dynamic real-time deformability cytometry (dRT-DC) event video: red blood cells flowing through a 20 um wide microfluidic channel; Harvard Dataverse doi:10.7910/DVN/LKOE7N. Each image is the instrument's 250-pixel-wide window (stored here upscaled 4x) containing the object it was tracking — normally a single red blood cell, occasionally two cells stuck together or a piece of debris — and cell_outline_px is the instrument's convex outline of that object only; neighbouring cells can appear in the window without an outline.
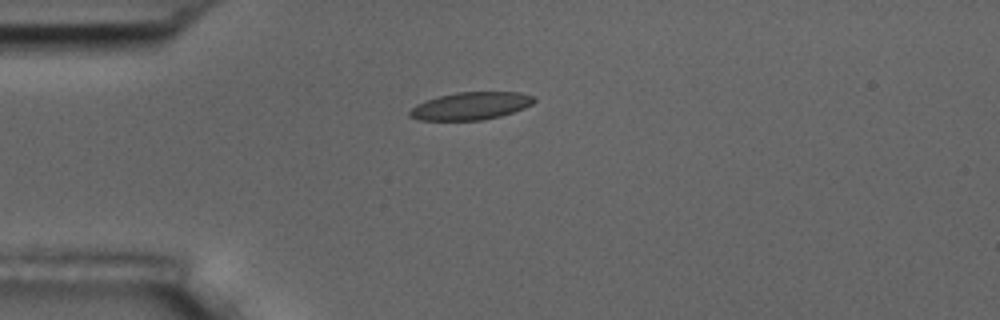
{"species": "common noctule bat (a hibernating species)", "species_latin": "Nyctalus noctula", "temperature_condition": "room temperature", "stored_images_in_passage": 3, "camera_frame_rate_fps": 3000, "um_per_image_px": 0.085, "animal": {"sex": "male", "body_mass_g": 17.5, "forearm_length_mm": 52.3}, "frame": {"image": 1, "passage_image": 1, "time_ms": 0.0, "image_size_px": [1000, 320], "cell_outline_px": [[536, 100], [532, 104], [524, 108], [500, 116], [484, 120], [420, 120], [408, 116], [408, 112], [416, 104], [424, 100], [456, 92], [520, 92], [536, 96]], "centroid_in_image_um": [40.02, 9.0], "position_along_channel_um": 45.0, "area_um2": 20.11}}
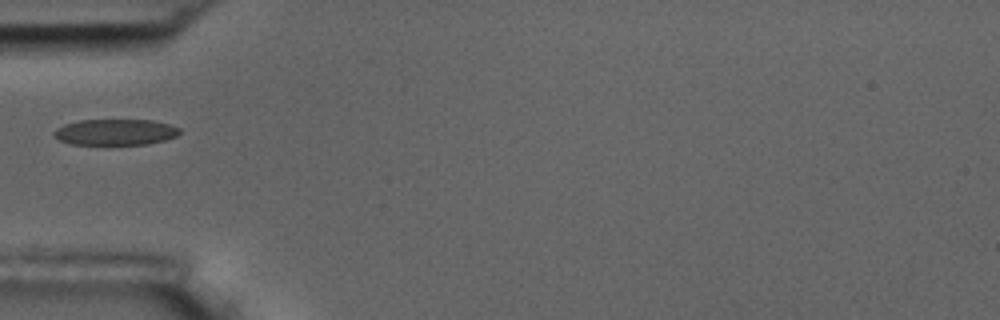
{"frame": {"image": 2, "passage_image": 2, "time_ms": 1.333, "image_size_px": [1000, 320], "cell_outline_px": [[180, 132], [176, 136], [164, 140], [148, 144], [104, 148], [72, 144], [60, 140], [52, 136], [52, 132], [56, 128], [64, 124], [80, 120], [152, 120], [168, 124], [180, 128]], "centroid_in_image_um": [9.74, 11.28], "position_along_channel_um": 75.3, "area_um2": 20.11}}